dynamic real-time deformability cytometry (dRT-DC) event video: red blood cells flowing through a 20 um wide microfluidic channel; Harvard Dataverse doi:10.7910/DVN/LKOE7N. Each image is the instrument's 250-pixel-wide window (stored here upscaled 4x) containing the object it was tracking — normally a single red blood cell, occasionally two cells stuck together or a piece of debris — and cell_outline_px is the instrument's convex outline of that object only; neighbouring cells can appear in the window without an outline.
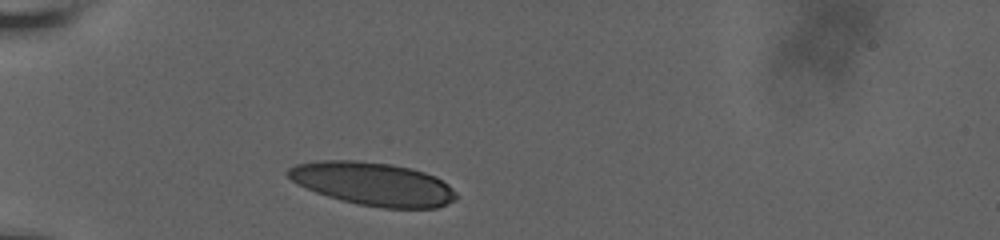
{"species": "human", "species_latin": "Homo sapiens", "temperature_condition": "room temperature", "stored_images_in_passage": 5, "camera_frame_rate_fps": 3000, "um_per_image_px": 0.085, "donor": {"sex": "male"}, "frame": {"image": 1, "passage_image": 1, "time_ms": 0.0, "image_size_px": [1000, 240], "cell_outline_px": [[456, 200], [436, 208], [384, 208], [360, 204], [340, 200], [316, 192], [292, 180], [284, 172], [288, 168], [296, 164], [316, 160], [352, 160], [392, 164], [424, 172], [436, 176], [448, 184], [456, 192]], "centroid_in_image_um": [31.71, 15.62], "position_along_channel_um": 53.3, "area_um2": 42.19}}